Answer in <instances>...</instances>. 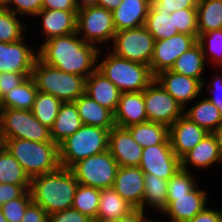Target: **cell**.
Masks as SVG:
<instances>
[{"label": "cell", "instance_id": "8d00e7d4", "mask_svg": "<svg viewBox=\"0 0 222 222\" xmlns=\"http://www.w3.org/2000/svg\"><path fill=\"white\" fill-rule=\"evenodd\" d=\"M22 17L12 11L0 7V42L13 43L25 37L27 24H23Z\"/></svg>", "mask_w": 222, "mask_h": 222}, {"label": "cell", "instance_id": "f5cc1de1", "mask_svg": "<svg viewBox=\"0 0 222 222\" xmlns=\"http://www.w3.org/2000/svg\"><path fill=\"white\" fill-rule=\"evenodd\" d=\"M140 209H134L126 216H122L115 222H155V218H147V214Z\"/></svg>", "mask_w": 222, "mask_h": 222}, {"label": "cell", "instance_id": "4fadbf2b", "mask_svg": "<svg viewBox=\"0 0 222 222\" xmlns=\"http://www.w3.org/2000/svg\"><path fill=\"white\" fill-rule=\"evenodd\" d=\"M139 168L144 174L169 180L181 168V161L173 152L171 144L152 145L143 148Z\"/></svg>", "mask_w": 222, "mask_h": 222}, {"label": "cell", "instance_id": "e575fe53", "mask_svg": "<svg viewBox=\"0 0 222 222\" xmlns=\"http://www.w3.org/2000/svg\"><path fill=\"white\" fill-rule=\"evenodd\" d=\"M145 27L155 41L170 38L179 33L174 22V15L166 12H155L151 7L145 22Z\"/></svg>", "mask_w": 222, "mask_h": 222}, {"label": "cell", "instance_id": "7bdbcfd3", "mask_svg": "<svg viewBox=\"0 0 222 222\" xmlns=\"http://www.w3.org/2000/svg\"><path fill=\"white\" fill-rule=\"evenodd\" d=\"M3 8L20 17L25 15L34 18L42 10V0H8Z\"/></svg>", "mask_w": 222, "mask_h": 222}, {"label": "cell", "instance_id": "e0dca14e", "mask_svg": "<svg viewBox=\"0 0 222 222\" xmlns=\"http://www.w3.org/2000/svg\"><path fill=\"white\" fill-rule=\"evenodd\" d=\"M108 150L119 167H139L143 148L126 128L115 126L110 130Z\"/></svg>", "mask_w": 222, "mask_h": 222}, {"label": "cell", "instance_id": "1f68e13d", "mask_svg": "<svg viewBox=\"0 0 222 222\" xmlns=\"http://www.w3.org/2000/svg\"><path fill=\"white\" fill-rule=\"evenodd\" d=\"M135 208L125 201L114 189H100V199L97 211L99 219L116 221L122 216H126Z\"/></svg>", "mask_w": 222, "mask_h": 222}, {"label": "cell", "instance_id": "6f0895ef", "mask_svg": "<svg viewBox=\"0 0 222 222\" xmlns=\"http://www.w3.org/2000/svg\"><path fill=\"white\" fill-rule=\"evenodd\" d=\"M92 222H115V221L114 220L96 218V219L92 220Z\"/></svg>", "mask_w": 222, "mask_h": 222}, {"label": "cell", "instance_id": "f1b7e54d", "mask_svg": "<svg viewBox=\"0 0 222 222\" xmlns=\"http://www.w3.org/2000/svg\"><path fill=\"white\" fill-rule=\"evenodd\" d=\"M133 139L142 147L170 144L169 127L160 123L146 121L126 128Z\"/></svg>", "mask_w": 222, "mask_h": 222}, {"label": "cell", "instance_id": "db71d44e", "mask_svg": "<svg viewBox=\"0 0 222 222\" xmlns=\"http://www.w3.org/2000/svg\"><path fill=\"white\" fill-rule=\"evenodd\" d=\"M122 0H98L97 6L103 7L109 11H113L120 5Z\"/></svg>", "mask_w": 222, "mask_h": 222}, {"label": "cell", "instance_id": "836d02e7", "mask_svg": "<svg viewBox=\"0 0 222 222\" xmlns=\"http://www.w3.org/2000/svg\"><path fill=\"white\" fill-rule=\"evenodd\" d=\"M31 179L20 163L0 141V183L13 185H30Z\"/></svg>", "mask_w": 222, "mask_h": 222}, {"label": "cell", "instance_id": "ba28073f", "mask_svg": "<svg viewBox=\"0 0 222 222\" xmlns=\"http://www.w3.org/2000/svg\"><path fill=\"white\" fill-rule=\"evenodd\" d=\"M115 33L112 11L97 5L78 9L77 34L86 43L92 44L98 49H102L103 44L109 43L107 46L110 48Z\"/></svg>", "mask_w": 222, "mask_h": 222}, {"label": "cell", "instance_id": "277c9868", "mask_svg": "<svg viewBox=\"0 0 222 222\" xmlns=\"http://www.w3.org/2000/svg\"><path fill=\"white\" fill-rule=\"evenodd\" d=\"M0 141L20 163L30 179L53 172L60 167L59 150L55 142H35L27 139H0Z\"/></svg>", "mask_w": 222, "mask_h": 222}, {"label": "cell", "instance_id": "9a60e30c", "mask_svg": "<svg viewBox=\"0 0 222 222\" xmlns=\"http://www.w3.org/2000/svg\"><path fill=\"white\" fill-rule=\"evenodd\" d=\"M197 185L187 195L167 196V208L162 212L171 222H187L208 205V192Z\"/></svg>", "mask_w": 222, "mask_h": 222}, {"label": "cell", "instance_id": "52a82bcc", "mask_svg": "<svg viewBox=\"0 0 222 222\" xmlns=\"http://www.w3.org/2000/svg\"><path fill=\"white\" fill-rule=\"evenodd\" d=\"M0 139L53 142L50 129L42 125L31 110L10 108H0Z\"/></svg>", "mask_w": 222, "mask_h": 222}, {"label": "cell", "instance_id": "7c38bea8", "mask_svg": "<svg viewBox=\"0 0 222 222\" xmlns=\"http://www.w3.org/2000/svg\"><path fill=\"white\" fill-rule=\"evenodd\" d=\"M197 42L193 35L178 33L170 38L155 41L150 70L155 77L160 72L170 70L175 61Z\"/></svg>", "mask_w": 222, "mask_h": 222}, {"label": "cell", "instance_id": "8992f818", "mask_svg": "<svg viewBox=\"0 0 222 222\" xmlns=\"http://www.w3.org/2000/svg\"><path fill=\"white\" fill-rule=\"evenodd\" d=\"M109 132L101 127L82 125L58 145L60 166L70 168L79 160L108 150Z\"/></svg>", "mask_w": 222, "mask_h": 222}, {"label": "cell", "instance_id": "b9f144b4", "mask_svg": "<svg viewBox=\"0 0 222 222\" xmlns=\"http://www.w3.org/2000/svg\"><path fill=\"white\" fill-rule=\"evenodd\" d=\"M170 15H174L175 26L179 33L193 35L196 39L198 38L197 8L180 9Z\"/></svg>", "mask_w": 222, "mask_h": 222}, {"label": "cell", "instance_id": "603a6c76", "mask_svg": "<svg viewBox=\"0 0 222 222\" xmlns=\"http://www.w3.org/2000/svg\"><path fill=\"white\" fill-rule=\"evenodd\" d=\"M37 17L42 19L41 30L45 41L77 32V11L41 10Z\"/></svg>", "mask_w": 222, "mask_h": 222}, {"label": "cell", "instance_id": "ac0fdd59", "mask_svg": "<svg viewBox=\"0 0 222 222\" xmlns=\"http://www.w3.org/2000/svg\"><path fill=\"white\" fill-rule=\"evenodd\" d=\"M208 132L182 115L169 127V140L175 155L181 159L193 149Z\"/></svg>", "mask_w": 222, "mask_h": 222}, {"label": "cell", "instance_id": "ab89813d", "mask_svg": "<svg viewBox=\"0 0 222 222\" xmlns=\"http://www.w3.org/2000/svg\"><path fill=\"white\" fill-rule=\"evenodd\" d=\"M191 171L179 169L169 180L167 186V196L187 195L197 185L195 175Z\"/></svg>", "mask_w": 222, "mask_h": 222}, {"label": "cell", "instance_id": "d6a6232c", "mask_svg": "<svg viewBox=\"0 0 222 222\" xmlns=\"http://www.w3.org/2000/svg\"><path fill=\"white\" fill-rule=\"evenodd\" d=\"M198 36L222 29V0H200L197 3Z\"/></svg>", "mask_w": 222, "mask_h": 222}, {"label": "cell", "instance_id": "d4e9b609", "mask_svg": "<svg viewBox=\"0 0 222 222\" xmlns=\"http://www.w3.org/2000/svg\"><path fill=\"white\" fill-rule=\"evenodd\" d=\"M83 125L101 127L107 130L114 128V113L99 105L85 93L74 101Z\"/></svg>", "mask_w": 222, "mask_h": 222}, {"label": "cell", "instance_id": "3957f363", "mask_svg": "<svg viewBox=\"0 0 222 222\" xmlns=\"http://www.w3.org/2000/svg\"><path fill=\"white\" fill-rule=\"evenodd\" d=\"M102 50L97 57V70L109 79L121 93L144 91L155 79L150 67L136 61L119 57L109 51L100 60Z\"/></svg>", "mask_w": 222, "mask_h": 222}, {"label": "cell", "instance_id": "94428289", "mask_svg": "<svg viewBox=\"0 0 222 222\" xmlns=\"http://www.w3.org/2000/svg\"><path fill=\"white\" fill-rule=\"evenodd\" d=\"M155 222H165V221H160L158 219L155 218ZM167 222V221H166ZM168 222H171V221H168Z\"/></svg>", "mask_w": 222, "mask_h": 222}, {"label": "cell", "instance_id": "ffe728a7", "mask_svg": "<svg viewBox=\"0 0 222 222\" xmlns=\"http://www.w3.org/2000/svg\"><path fill=\"white\" fill-rule=\"evenodd\" d=\"M181 169L185 171H201L219 162L222 164V154L215 137L208 133L193 149L188 151L181 159Z\"/></svg>", "mask_w": 222, "mask_h": 222}, {"label": "cell", "instance_id": "5b68a950", "mask_svg": "<svg viewBox=\"0 0 222 222\" xmlns=\"http://www.w3.org/2000/svg\"><path fill=\"white\" fill-rule=\"evenodd\" d=\"M37 90L51 94L62 102H74L85 93V78L63 72L36 58L31 74Z\"/></svg>", "mask_w": 222, "mask_h": 222}, {"label": "cell", "instance_id": "f907efd6", "mask_svg": "<svg viewBox=\"0 0 222 222\" xmlns=\"http://www.w3.org/2000/svg\"><path fill=\"white\" fill-rule=\"evenodd\" d=\"M76 0H42V10L78 11Z\"/></svg>", "mask_w": 222, "mask_h": 222}, {"label": "cell", "instance_id": "8fae6325", "mask_svg": "<svg viewBox=\"0 0 222 222\" xmlns=\"http://www.w3.org/2000/svg\"><path fill=\"white\" fill-rule=\"evenodd\" d=\"M148 121L170 127L183 115V107L154 79L144 90Z\"/></svg>", "mask_w": 222, "mask_h": 222}, {"label": "cell", "instance_id": "9c48e42d", "mask_svg": "<svg viewBox=\"0 0 222 222\" xmlns=\"http://www.w3.org/2000/svg\"><path fill=\"white\" fill-rule=\"evenodd\" d=\"M79 184L98 189L112 188L119 165L109 150L79 160L69 168Z\"/></svg>", "mask_w": 222, "mask_h": 222}, {"label": "cell", "instance_id": "74e56055", "mask_svg": "<svg viewBox=\"0 0 222 222\" xmlns=\"http://www.w3.org/2000/svg\"><path fill=\"white\" fill-rule=\"evenodd\" d=\"M99 199L100 189L78 184L72 208L94 220L97 217Z\"/></svg>", "mask_w": 222, "mask_h": 222}, {"label": "cell", "instance_id": "681fc988", "mask_svg": "<svg viewBox=\"0 0 222 222\" xmlns=\"http://www.w3.org/2000/svg\"><path fill=\"white\" fill-rule=\"evenodd\" d=\"M49 215L40 206L32 202L26 209L21 222H48Z\"/></svg>", "mask_w": 222, "mask_h": 222}, {"label": "cell", "instance_id": "ee69618b", "mask_svg": "<svg viewBox=\"0 0 222 222\" xmlns=\"http://www.w3.org/2000/svg\"><path fill=\"white\" fill-rule=\"evenodd\" d=\"M200 0H150V7L155 12L173 13L185 8H197Z\"/></svg>", "mask_w": 222, "mask_h": 222}, {"label": "cell", "instance_id": "5bb4252c", "mask_svg": "<svg viewBox=\"0 0 222 222\" xmlns=\"http://www.w3.org/2000/svg\"><path fill=\"white\" fill-rule=\"evenodd\" d=\"M26 43L25 37L13 43L0 42V73L15 72L31 76L38 54L33 46Z\"/></svg>", "mask_w": 222, "mask_h": 222}, {"label": "cell", "instance_id": "7402d4cb", "mask_svg": "<svg viewBox=\"0 0 222 222\" xmlns=\"http://www.w3.org/2000/svg\"><path fill=\"white\" fill-rule=\"evenodd\" d=\"M150 0H122L112 11L116 32L145 26Z\"/></svg>", "mask_w": 222, "mask_h": 222}, {"label": "cell", "instance_id": "6da1fadb", "mask_svg": "<svg viewBox=\"0 0 222 222\" xmlns=\"http://www.w3.org/2000/svg\"><path fill=\"white\" fill-rule=\"evenodd\" d=\"M38 47H36L38 58L63 72L86 79L97 69L100 49L86 43L77 32L50 38Z\"/></svg>", "mask_w": 222, "mask_h": 222}, {"label": "cell", "instance_id": "f6af8a7d", "mask_svg": "<svg viewBox=\"0 0 222 222\" xmlns=\"http://www.w3.org/2000/svg\"><path fill=\"white\" fill-rule=\"evenodd\" d=\"M220 73H214V76H212V80L210 83L206 81V79L203 80V89L206 87L207 91L210 96H206V98L211 101L220 112V115L222 117V68H218ZM207 85V86H206Z\"/></svg>", "mask_w": 222, "mask_h": 222}, {"label": "cell", "instance_id": "d6986e66", "mask_svg": "<svg viewBox=\"0 0 222 222\" xmlns=\"http://www.w3.org/2000/svg\"><path fill=\"white\" fill-rule=\"evenodd\" d=\"M145 174L139 167H119L113 189L135 209L141 210Z\"/></svg>", "mask_w": 222, "mask_h": 222}, {"label": "cell", "instance_id": "c3c4849f", "mask_svg": "<svg viewBox=\"0 0 222 222\" xmlns=\"http://www.w3.org/2000/svg\"><path fill=\"white\" fill-rule=\"evenodd\" d=\"M29 189L30 185L0 183V207L12 199L21 197Z\"/></svg>", "mask_w": 222, "mask_h": 222}, {"label": "cell", "instance_id": "7a4b0ae2", "mask_svg": "<svg viewBox=\"0 0 222 222\" xmlns=\"http://www.w3.org/2000/svg\"><path fill=\"white\" fill-rule=\"evenodd\" d=\"M78 182L69 168L33 177L30 182L32 202L40 205L49 215L72 208Z\"/></svg>", "mask_w": 222, "mask_h": 222}, {"label": "cell", "instance_id": "d590c367", "mask_svg": "<svg viewBox=\"0 0 222 222\" xmlns=\"http://www.w3.org/2000/svg\"><path fill=\"white\" fill-rule=\"evenodd\" d=\"M62 103L60 99L51 94L38 91L31 112L42 125L50 129Z\"/></svg>", "mask_w": 222, "mask_h": 222}, {"label": "cell", "instance_id": "9f6ffc18", "mask_svg": "<svg viewBox=\"0 0 222 222\" xmlns=\"http://www.w3.org/2000/svg\"><path fill=\"white\" fill-rule=\"evenodd\" d=\"M98 0H76L79 8L96 5Z\"/></svg>", "mask_w": 222, "mask_h": 222}, {"label": "cell", "instance_id": "f546056e", "mask_svg": "<svg viewBox=\"0 0 222 222\" xmlns=\"http://www.w3.org/2000/svg\"><path fill=\"white\" fill-rule=\"evenodd\" d=\"M167 186L168 180L152 174H145L144 198L141 210L147 213L146 210L153 209L162 214L167 208Z\"/></svg>", "mask_w": 222, "mask_h": 222}, {"label": "cell", "instance_id": "44dd1931", "mask_svg": "<svg viewBox=\"0 0 222 222\" xmlns=\"http://www.w3.org/2000/svg\"><path fill=\"white\" fill-rule=\"evenodd\" d=\"M115 125L127 128L148 121L144 102V91L121 93L114 113Z\"/></svg>", "mask_w": 222, "mask_h": 222}, {"label": "cell", "instance_id": "4dcf8cb0", "mask_svg": "<svg viewBox=\"0 0 222 222\" xmlns=\"http://www.w3.org/2000/svg\"><path fill=\"white\" fill-rule=\"evenodd\" d=\"M37 87L32 76L7 92L0 100V108L31 110L37 95Z\"/></svg>", "mask_w": 222, "mask_h": 222}, {"label": "cell", "instance_id": "680465c9", "mask_svg": "<svg viewBox=\"0 0 222 222\" xmlns=\"http://www.w3.org/2000/svg\"><path fill=\"white\" fill-rule=\"evenodd\" d=\"M0 222H7V219L4 217L1 208H0Z\"/></svg>", "mask_w": 222, "mask_h": 222}, {"label": "cell", "instance_id": "484cf974", "mask_svg": "<svg viewBox=\"0 0 222 222\" xmlns=\"http://www.w3.org/2000/svg\"><path fill=\"white\" fill-rule=\"evenodd\" d=\"M82 125L75 103L63 102L55 122L50 128L52 141L59 145L66 138L73 135Z\"/></svg>", "mask_w": 222, "mask_h": 222}, {"label": "cell", "instance_id": "83f0119b", "mask_svg": "<svg viewBox=\"0 0 222 222\" xmlns=\"http://www.w3.org/2000/svg\"><path fill=\"white\" fill-rule=\"evenodd\" d=\"M183 115L199 127L204 128L208 133H212L222 124V117L219 109L206 97L194 102L190 108L185 107Z\"/></svg>", "mask_w": 222, "mask_h": 222}, {"label": "cell", "instance_id": "7dc6e473", "mask_svg": "<svg viewBox=\"0 0 222 222\" xmlns=\"http://www.w3.org/2000/svg\"><path fill=\"white\" fill-rule=\"evenodd\" d=\"M27 76L24 73L1 72L0 73V100L4 95L22 83Z\"/></svg>", "mask_w": 222, "mask_h": 222}, {"label": "cell", "instance_id": "bcb514c9", "mask_svg": "<svg viewBox=\"0 0 222 222\" xmlns=\"http://www.w3.org/2000/svg\"><path fill=\"white\" fill-rule=\"evenodd\" d=\"M48 222H92L88 216L69 208L49 214Z\"/></svg>", "mask_w": 222, "mask_h": 222}, {"label": "cell", "instance_id": "4316f807", "mask_svg": "<svg viewBox=\"0 0 222 222\" xmlns=\"http://www.w3.org/2000/svg\"><path fill=\"white\" fill-rule=\"evenodd\" d=\"M207 63L200 44L196 42L177 58L170 70L187 77L198 79L203 83L205 78L202 74L207 68Z\"/></svg>", "mask_w": 222, "mask_h": 222}, {"label": "cell", "instance_id": "f35d334b", "mask_svg": "<svg viewBox=\"0 0 222 222\" xmlns=\"http://www.w3.org/2000/svg\"><path fill=\"white\" fill-rule=\"evenodd\" d=\"M197 42L203 50L206 62L214 64L215 70L222 68V29L200 34Z\"/></svg>", "mask_w": 222, "mask_h": 222}, {"label": "cell", "instance_id": "91938a15", "mask_svg": "<svg viewBox=\"0 0 222 222\" xmlns=\"http://www.w3.org/2000/svg\"><path fill=\"white\" fill-rule=\"evenodd\" d=\"M8 0H0V7H4L7 4Z\"/></svg>", "mask_w": 222, "mask_h": 222}, {"label": "cell", "instance_id": "2e32d148", "mask_svg": "<svg viewBox=\"0 0 222 222\" xmlns=\"http://www.w3.org/2000/svg\"><path fill=\"white\" fill-rule=\"evenodd\" d=\"M155 80L183 107L203 95V85L198 79L175 73L171 70L160 72Z\"/></svg>", "mask_w": 222, "mask_h": 222}, {"label": "cell", "instance_id": "30bf717a", "mask_svg": "<svg viewBox=\"0 0 222 222\" xmlns=\"http://www.w3.org/2000/svg\"><path fill=\"white\" fill-rule=\"evenodd\" d=\"M155 40L145 26L115 33L110 51L130 61L150 65Z\"/></svg>", "mask_w": 222, "mask_h": 222}, {"label": "cell", "instance_id": "816d5d0a", "mask_svg": "<svg viewBox=\"0 0 222 222\" xmlns=\"http://www.w3.org/2000/svg\"><path fill=\"white\" fill-rule=\"evenodd\" d=\"M187 222H222V211L207 206L202 212L196 214Z\"/></svg>", "mask_w": 222, "mask_h": 222}, {"label": "cell", "instance_id": "cb8c5ba5", "mask_svg": "<svg viewBox=\"0 0 222 222\" xmlns=\"http://www.w3.org/2000/svg\"><path fill=\"white\" fill-rule=\"evenodd\" d=\"M85 94L99 105L116 112L120 90L97 69L85 80Z\"/></svg>", "mask_w": 222, "mask_h": 222}, {"label": "cell", "instance_id": "11a10c76", "mask_svg": "<svg viewBox=\"0 0 222 222\" xmlns=\"http://www.w3.org/2000/svg\"><path fill=\"white\" fill-rule=\"evenodd\" d=\"M211 134L215 137L220 153L222 154V124L219 125Z\"/></svg>", "mask_w": 222, "mask_h": 222}, {"label": "cell", "instance_id": "60d3db41", "mask_svg": "<svg viewBox=\"0 0 222 222\" xmlns=\"http://www.w3.org/2000/svg\"><path fill=\"white\" fill-rule=\"evenodd\" d=\"M31 203L32 197L30 191L27 190L21 197L4 203L0 208L7 222H21Z\"/></svg>", "mask_w": 222, "mask_h": 222}]
</instances>
